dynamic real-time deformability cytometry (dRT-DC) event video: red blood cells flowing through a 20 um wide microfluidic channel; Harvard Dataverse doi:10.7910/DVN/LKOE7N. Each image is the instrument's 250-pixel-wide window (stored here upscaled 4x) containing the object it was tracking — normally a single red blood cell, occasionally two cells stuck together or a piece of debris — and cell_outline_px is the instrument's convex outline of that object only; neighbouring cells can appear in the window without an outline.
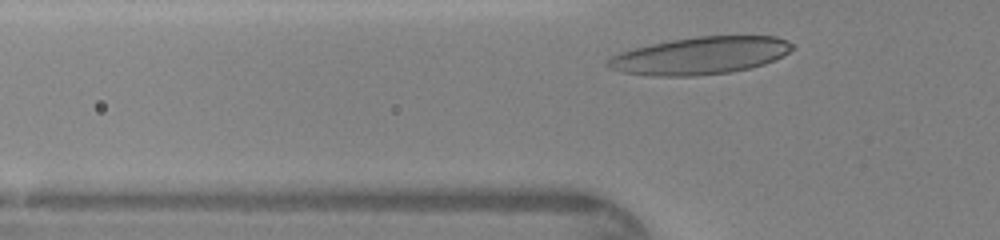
{"species": "human", "species_latin": "Homo sapiens", "temperature_condition": "warm", "stored_images_in_passage": 25, "camera_frame_rate_fps": 3000, "um_per_image_px": 0.085, "donor": {"sex": "female"}, "frame": {"image": 1, "passage_image": 3, "time_ms": 0.667, "image_size_px": [1000, 240], "cell_outline_px": [[796, 48], [764, 64], [732, 72], [692, 76], [652, 76], [624, 72], [608, 68], [604, 64], [612, 56], [620, 52], [652, 44], [672, 40], [696, 36], [776, 36], [788, 40], [796, 44]], "centroid_in_image_um": [59.54, 4.73], "position_along_channel_um": 66.3, "area_um2": 40.11}}
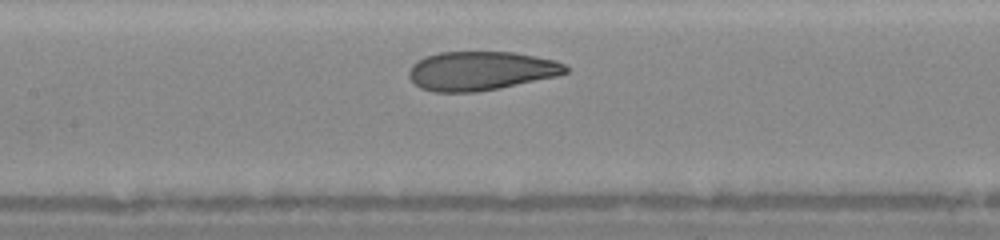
{"frame": {"image": 2, "passage_image": 10, "time_ms": 3.0, "image_size_px": [1000, 240], "cell_outline_px": [[568, 72], [556, 76], [500, 88], [476, 92], [436, 92], [420, 88], [408, 76], [408, 72], [412, 64], [424, 56], [440, 52], [512, 52], [536, 56], [556, 60], [564, 64], [568, 68]], "centroid_in_image_um": [40.86, 6.02], "position_along_channel_um": 166.5, "area_um2": 35.6}}
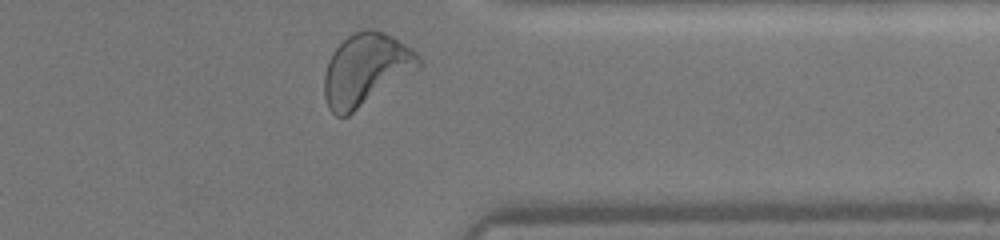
{"frame": {"image": 3, "passage_image": 25, "time_ms": 8.0, "image_size_px": [1000, 240], "cell_outline_px": [[424, 64], [420, 68], [348, 116], [336, 116], [328, 108], [324, 96], [324, 76], [328, 60], [332, 52], [352, 32], [364, 28], [376, 28], [392, 36], [412, 48], [420, 56]], "centroid_in_image_um": [31.11, 5.89], "position_along_channel_um": 380.3, "area_um2": 40.06}}